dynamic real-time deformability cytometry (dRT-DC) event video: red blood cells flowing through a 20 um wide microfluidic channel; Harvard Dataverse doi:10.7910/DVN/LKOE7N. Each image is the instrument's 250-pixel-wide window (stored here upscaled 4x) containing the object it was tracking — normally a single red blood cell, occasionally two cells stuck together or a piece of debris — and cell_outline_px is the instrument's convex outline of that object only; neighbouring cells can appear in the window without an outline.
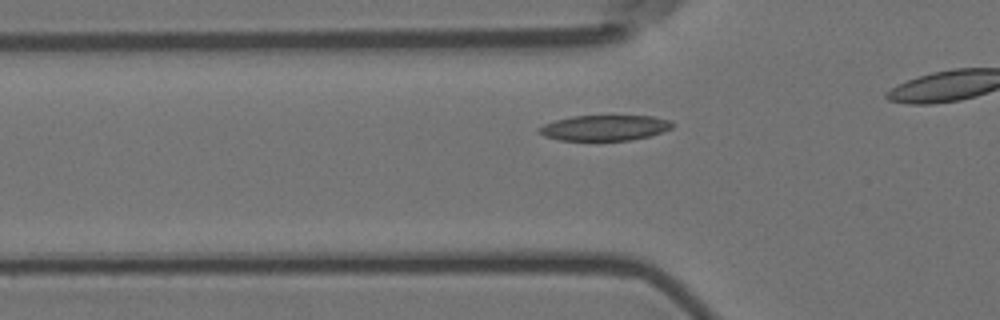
{"species": "Egyptian fruit bat (a non-hibernating species)", "species_latin": "Rousettus aegyptiacus", "temperature_condition": "room temperature", "stored_images_in_passage": 28, "camera_frame_rate_fps": 3000, "um_per_image_px": 0.085, "animal": {"sex": "female"}, "frame": {"image": 1, "passage_image": 2, "time_ms": 0.333, "image_size_px": [1000, 320], "cell_outline_px": [[672, 128], [652, 136], [628, 140], [560, 140], [544, 136], [536, 132], [536, 128], [544, 124], [556, 120], [572, 116], [652, 116], [672, 120]], "centroid_in_image_um": [51.38, 10.86], "position_along_channel_um": 74.4, "area_um2": 19.88}}
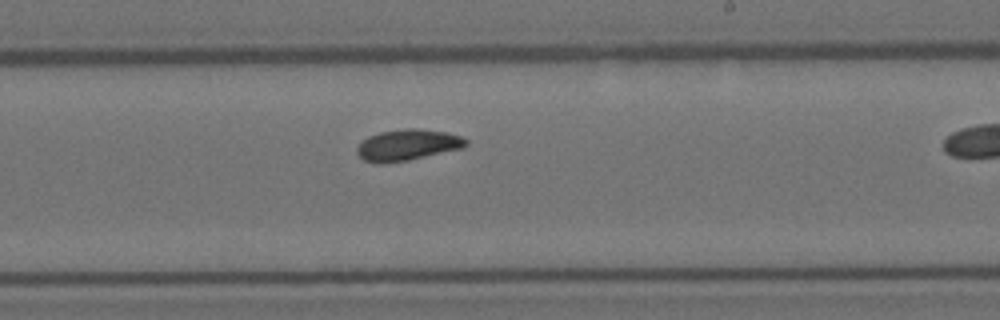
{"frame": {"image": 2, "passage_image": 17, "time_ms": 5.333, "image_size_px": [1000, 320], "cell_outline_px": [[468, 144], [464, 148], [408, 160], [380, 164], [376, 164], [364, 160], [356, 152], [356, 148], [368, 136], [380, 132], [404, 128], [416, 128], [448, 132], [460, 136], [468, 140]], "centroid_in_image_um": [34.66, 12.32], "position_along_channel_um": 254.3, "area_um2": 19.88}}
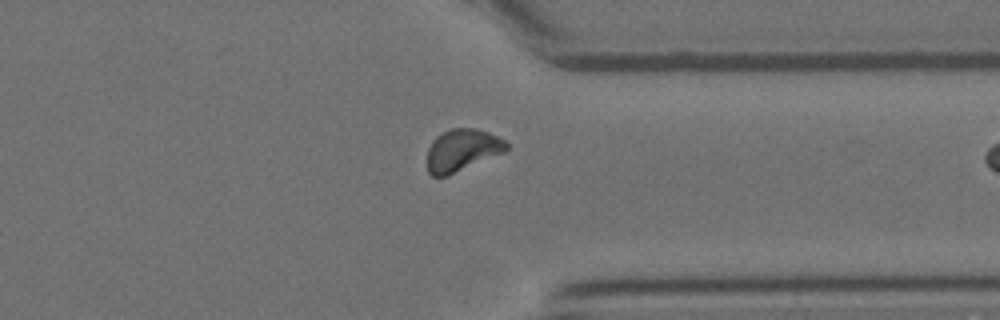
{"frame": {"image": 3, "passage_image": 27, "time_ms": 8.667, "image_size_px": [1000, 320], "cell_outline_px": [[508, 148], [504, 152], [448, 176], [432, 176], [428, 172], [428, 148], [432, 140], [436, 136], [452, 128], [476, 128], [488, 132], [504, 140], [508, 144]], "centroid_in_image_um": [39.27, 12.76], "position_along_channel_um": 372.1, "area_um2": 19.36}}